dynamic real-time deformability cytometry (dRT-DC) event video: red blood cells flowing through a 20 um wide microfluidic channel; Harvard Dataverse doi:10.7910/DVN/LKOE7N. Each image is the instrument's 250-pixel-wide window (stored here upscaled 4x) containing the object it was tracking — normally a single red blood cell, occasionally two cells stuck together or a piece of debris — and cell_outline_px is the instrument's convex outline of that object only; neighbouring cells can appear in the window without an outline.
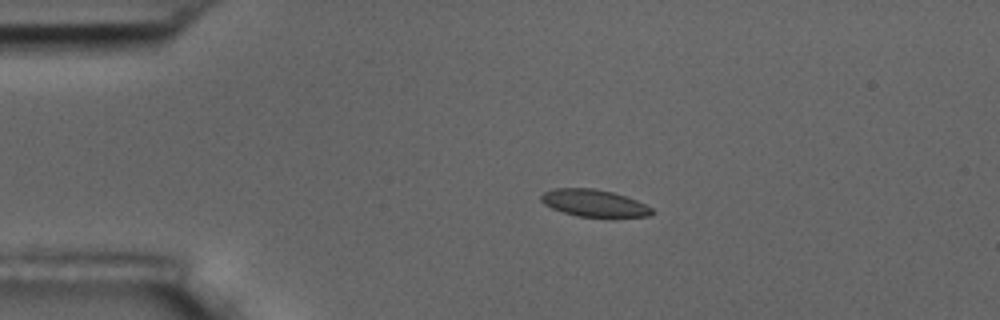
{"species": "common noctule bat (a hibernating species)", "species_latin": "Nyctalus noctula", "temperature_condition": "room temperature", "stored_images_in_passage": 15, "camera_frame_rate_fps": 3000, "um_per_image_px": 0.085, "animal": {"sex": "male", "body_mass_g": 17.5, "forearm_length_mm": 52.3}, "frame": {"image": 1, "passage_image": 3, "time_ms": 3.333, "image_size_px": [1000, 320], "cell_outline_px": [[652, 216], [576, 216], [552, 208], [544, 204], [540, 200], [540, 196], [544, 192], [552, 188], [592, 188], [612, 192], [636, 200], [652, 208]], "centroid_in_image_um": [50.44, 17.25], "position_along_channel_um": 34.6, "area_um2": 17.17}}
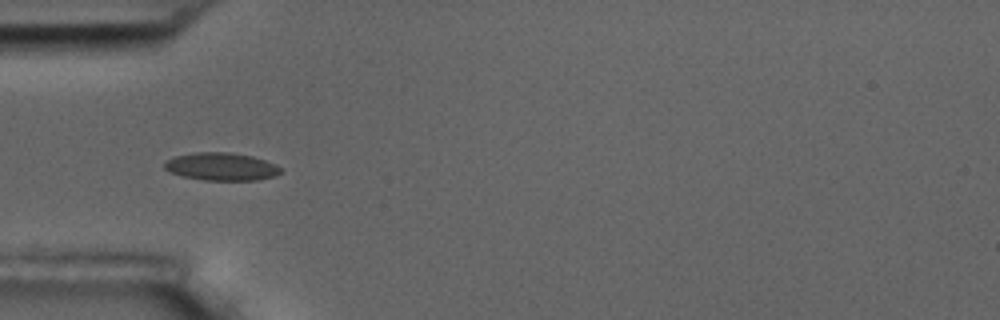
{"frame": {"image": 2, "passage_image": 5, "time_ms": 5.333, "image_size_px": [1000, 320], "cell_outline_px": [[280, 172], [272, 176], [256, 180], [204, 180], [184, 176], [172, 172], [164, 168], [164, 160], [176, 156], [196, 152], [232, 152], [252, 156], [264, 160], [280, 168]], "centroid_in_image_um": [18.76, 14.15], "position_along_channel_um": 66.2, "area_um2": 18.5}}
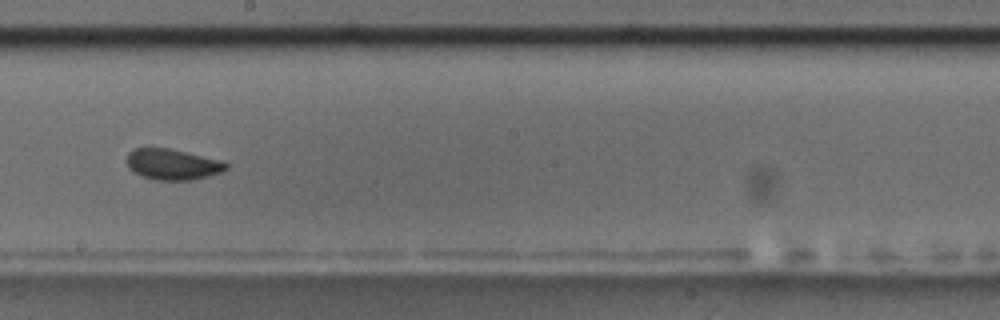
{"frame": {"image": 3, "passage_image": 9, "time_ms": 10.0, "image_size_px": [1000, 320], "cell_outline_px": [[228, 168], [224, 172], [192, 180], [156, 180], [144, 176], [128, 168], [128, 152], [132, 148], [168, 148], [220, 160], [228, 164]], "centroid_in_image_um": [14.69, 13.97], "position_along_channel_um": 233.5, "area_um2": 17.69}, "authors_computed_cell_mechanics": {"area_um2": 17.9758, "velocity_mm_per_s": 3.6068, "shape_relaxation_time_tau1_ms": 1.827, "shape_relaxation_time_tau2_ms": null, "deformation_change_tau1": 0.066, "deformation_change_tau2": null}}